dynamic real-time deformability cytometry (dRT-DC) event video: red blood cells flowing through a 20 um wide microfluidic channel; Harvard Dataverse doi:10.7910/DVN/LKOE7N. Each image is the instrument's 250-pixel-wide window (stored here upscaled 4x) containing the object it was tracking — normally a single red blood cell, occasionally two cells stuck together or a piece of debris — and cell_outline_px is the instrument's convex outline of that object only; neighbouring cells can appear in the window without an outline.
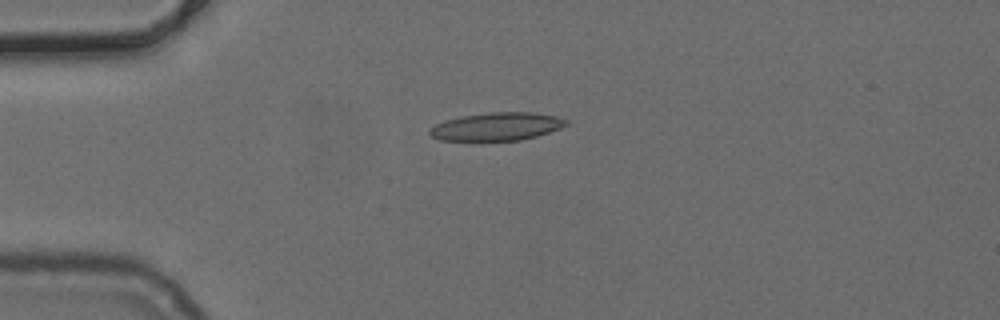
{"species": "common noctule bat (a hibernating species)", "species_latin": "Nyctalus noctula", "temperature_condition": "cold", "stored_images_in_passage": 36, "camera_frame_rate_fps": 3000, "um_per_image_px": 0.085, "animal": {"sex": "female", "body_mass_g": 24.6, "forearm_length_mm": 56.2}, "frame": {"image": 1, "passage_image": 1, "time_ms": 0.0, "image_size_px": [1000, 320], "cell_outline_px": [[568, 124], [560, 128], [536, 136], [520, 140], [472, 144], [440, 140], [432, 136], [428, 132], [436, 124], [444, 120], [460, 116], [492, 112], [532, 112], [556, 116], [568, 120]], "centroid_in_image_um": [42.15, 10.81], "position_along_channel_um": 42.8, "area_um2": 23.24}}
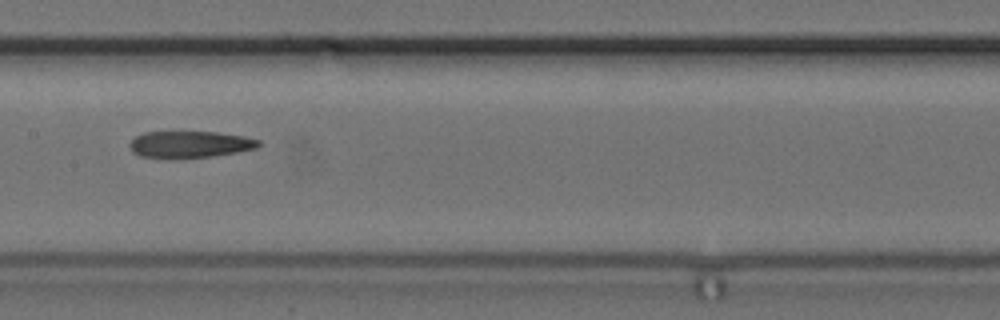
{"frame": {"image": 2, "passage_image": 14, "time_ms": 4.333, "image_size_px": [1000, 320], "cell_outline_px": [[260, 144], [256, 148], [236, 152], [212, 156], [140, 156], [132, 152], [128, 144], [136, 136], [144, 132], [216, 132], [244, 136], [260, 140]], "centroid_in_image_um": [16.15, 12.23], "position_along_channel_um": 191.2, "area_um2": 19.36}}
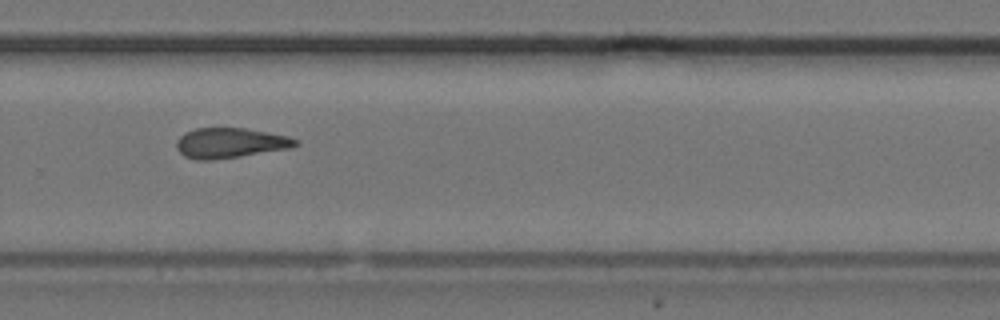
{"frame": {"image": 3, "passage_image": 23, "time_ms": 7.333, "image_size_px": [1000, 320], "cell_outline_px": [[300, 144], [292, 148], [240, 156], [212, 160], [196, 160], [184, 156], [176, 148], [176, 140], [184, 132], [196, 128], [244, 128], [288, 136], [296, 140]], "centroid_in_image_um": [19.54, 12.15], "position_along_channel_um": 310.3, "area_um2": 20.92}}